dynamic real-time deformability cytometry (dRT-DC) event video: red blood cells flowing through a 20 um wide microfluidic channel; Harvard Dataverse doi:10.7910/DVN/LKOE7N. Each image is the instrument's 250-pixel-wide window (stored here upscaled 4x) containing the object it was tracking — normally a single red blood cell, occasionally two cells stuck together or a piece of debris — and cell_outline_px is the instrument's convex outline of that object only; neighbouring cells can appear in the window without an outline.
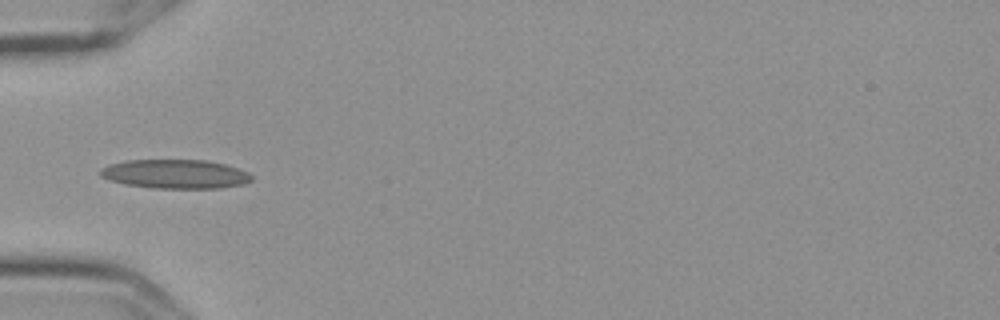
{"species": "Egyptian fruit bat (a non-hibernating species)", "species_latin": "Rousettus aegyptiacus", "temperature_condition": "cold", "stored_images_in_passage": 6, "camera_frame_rate_fps": 3000, "um_per_image_px": 0.085, "frame": {"image": 1, "passage_image": 4, "time_ms": 1.0, "image_size_px": [1000, 320], "cell_outline_px": [[252, 180], [244, 184], [220, 188], [152, 188], [128, 184], [108, 180], [100, 176], [100, 168], [112, 164], [128, 160], [208, 160], [224, 164], [248, 172], [252, 176]], "centroid_in_image_um": [14.91, 14.79], "position_along_channel_um": 70.1, "area_um2": 25.49}}
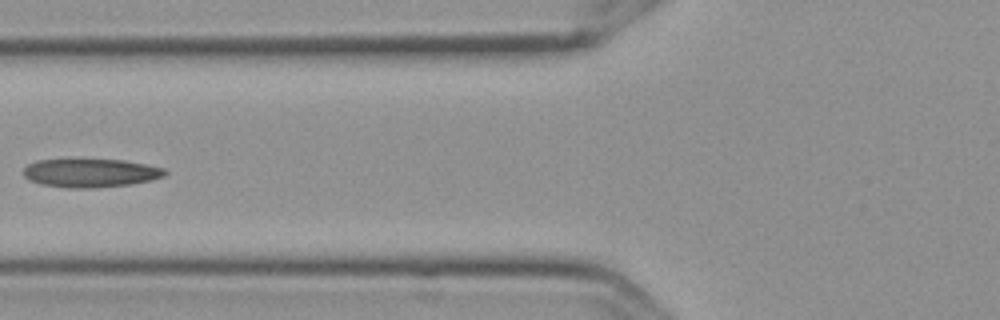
{"frame": {"image": 2, "passage_image": 5, "time_ms": 1.333, "image_size_px": [1000, 320], "cell_outline_px": [[168, 172], [164, 176], [152, 180], [132, 184], [92, 188], [68, 188], [40, 184], [28, 180], [24, 176], [24, 168], [28, 164], [36, 160], [124, 160], [164, 168]], "centroid_in_image_um": [7.69, 14.71], "position_along_channel_um": 118.1, "area_um2": 23.47}}
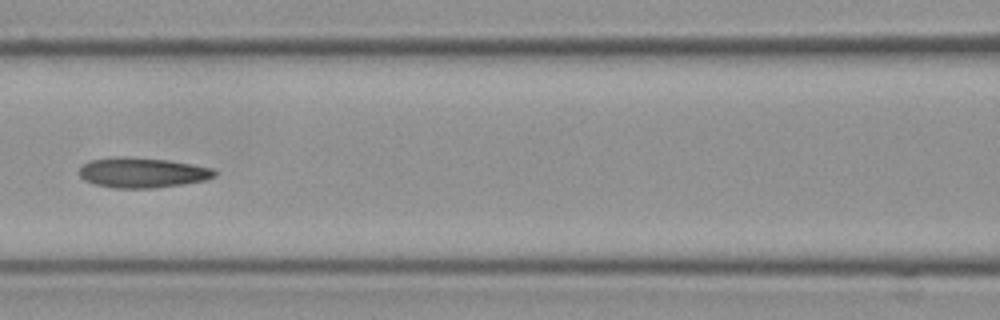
{"frame": {"image": 3, "passage_image": 6, "time_ms": 1.667, "image_size_px": [1000, 320], "cell_outline_px": [[216, 176], [204, 180], [184, 184], [156, 188], [112, 188], [96, 184], [84, 180], [80, 176], [80, 168], [88, 160], [112, 156], [128, 156], [168, 160], [192, 164], [212, 168], [216, 172]], "centroid_in_image_um": [12.08, 14.66], "position_along_channel_um": 154.5, "area_um2": 23.99}}